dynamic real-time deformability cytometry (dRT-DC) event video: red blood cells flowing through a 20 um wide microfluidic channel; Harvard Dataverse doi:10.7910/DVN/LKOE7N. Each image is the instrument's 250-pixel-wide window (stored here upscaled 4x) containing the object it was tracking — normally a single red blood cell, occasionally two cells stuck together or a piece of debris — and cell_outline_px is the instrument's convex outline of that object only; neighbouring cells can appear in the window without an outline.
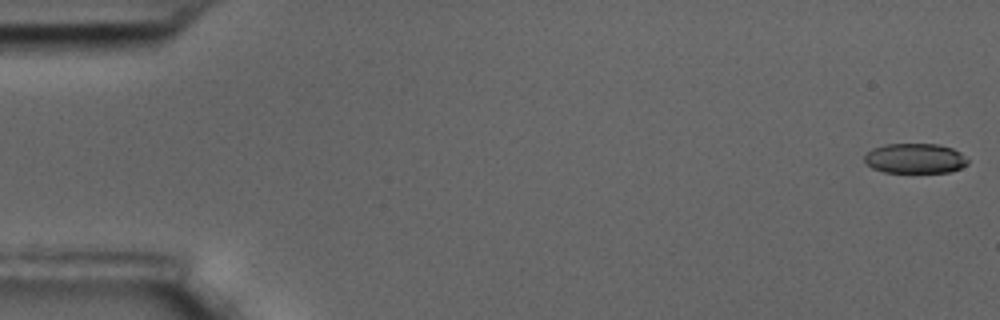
{"species": "common noctule bat (a hibernating species)", "species_latin": "Nyctalus noctula", "temperature_condition": "room temperature", "stored_images_in_passage": 59, "camera_frame_rate_fps": 3000, "um_per_image_px": 0.085, "animal": {"sex": "male", "body_mass_g": 17.5, "forearm_length_mm": 52.3}, "frame": {"image": 1, "passage_image": 1, "time_ms": 0.0, "image_size_px": [1000, 320], "cell_outline_px": [[968, 164], [960, 168], [948, 172], [884, 172], [872, 168], [864, 160], [864, 156], [872, 148], [884, 144], [940, 144], [952, 148], [960, 152], [968, 160]], "centroid_in_image_um": [77.78, 13.46], "position_along_channel_um": 7.2, "area_um2": 18.03}}
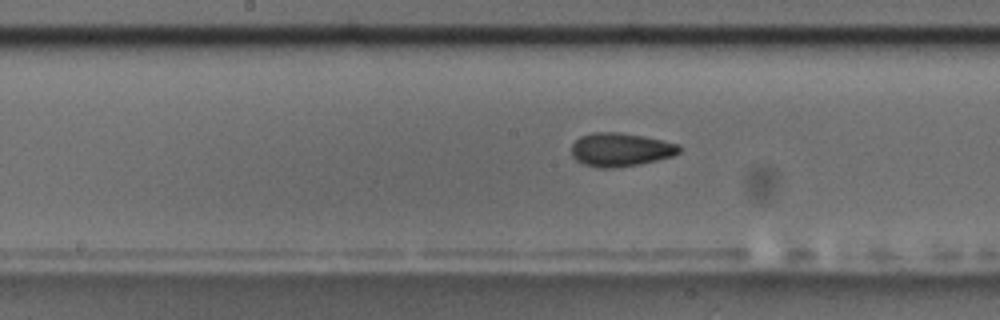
{"frame": {"image": 2, "passage_image": 30, "time_ms": 9.667, "image_size_px": [1000, 320], "cell_outline_px": [[680, 152], [672, 156], [640, 164], [612, 168], [600, 168], [584, 164], [576, 160], [572, 156], [572, 144], [580, 136], [592, 132], [620, 132], [644, 136], [680, 144]], "centroid_in_image_um": [52.74, 12.71], "position_along_channel_um": 195.5, "area_um2": 21.1}}
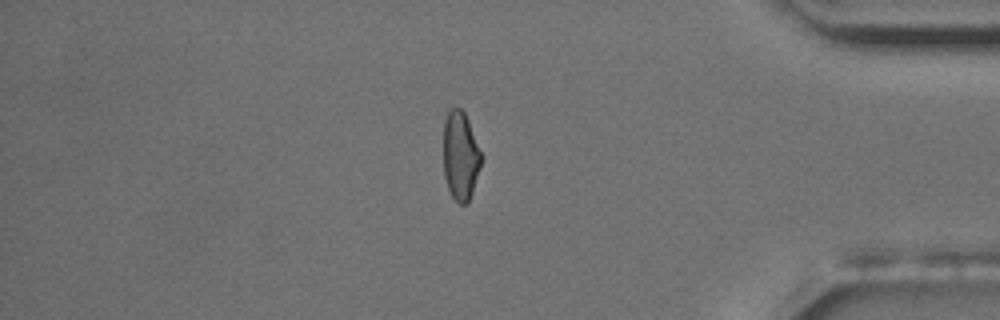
{"frame": {"image": 3, "passage_image": 50, "time_ms": 16.333, "image_size_px": [1000, 320], "cell_outline_px": [[480, 168], [468, 204], [460, 204], [452, 196], [448, 188], [444, 176], [444, 120], [448, 112], [452, 108], [460, 108], [464, 112], [468, 120], [480, 152]], "centroid_in_image_um": [39.12, 13.26], "position_along_channel_um": 396.1, "area_um2": 19.19}, "authors_computed_cell_mechanics": {"area_um2": 20.4612, "velocity_mm_per_s": 3.459, "shape_relaxation_time_tau1_ms": 4.4022, "shape_relaxation_time_tau2_ms": 2.6593, "deformation_change_tau1": 0.1193, "deformation_change_tau2": 0.082}}